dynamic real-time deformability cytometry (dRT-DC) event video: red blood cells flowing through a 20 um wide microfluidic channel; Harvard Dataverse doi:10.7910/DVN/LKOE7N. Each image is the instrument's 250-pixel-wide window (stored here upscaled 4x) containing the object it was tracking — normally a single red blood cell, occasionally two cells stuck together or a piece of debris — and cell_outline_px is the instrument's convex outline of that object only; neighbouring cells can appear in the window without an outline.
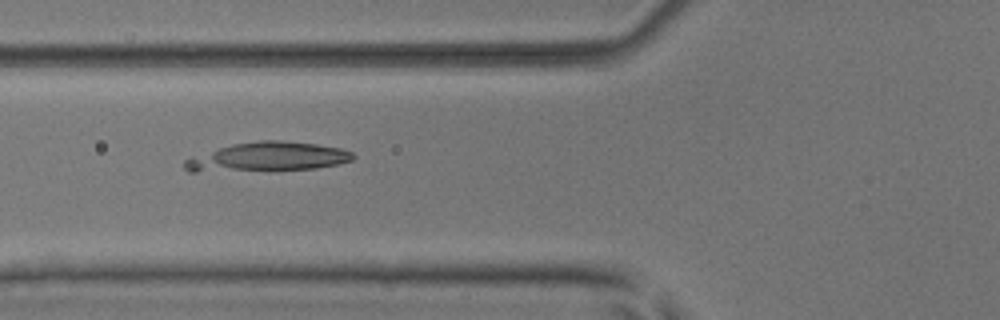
{"species": "common noctule bat (a hibernating species)", "species_latin": "Nyctalus noctula", "temperature_condition": "room temperature", "stored_images_in_passage": 6, "camera_frame_rate_fps": 3000, "um_per_image_px": 0.085, "animal": {"sex": "male", "body_mass_g": 17.9, "forearm_length_mm": 54.2}, "frame": {"image": 1, "passage_image": 5, "time_ms": 4.667, "image_size_px": [1000, 320], "cell_outline_px": [[356, 156], [352, 160], [336, 164], [316, 168], [196, 172], [188, 172], [184, 168], [184, 160], [192, 156], [232, 144], [260, 140], [280, 140], [316, 144], [340, 148], [352, 152]], "centroid_in_image_um": [22.71, 13.33], "position_along_channel_um": 103.1, "area_um2": 28.38}}
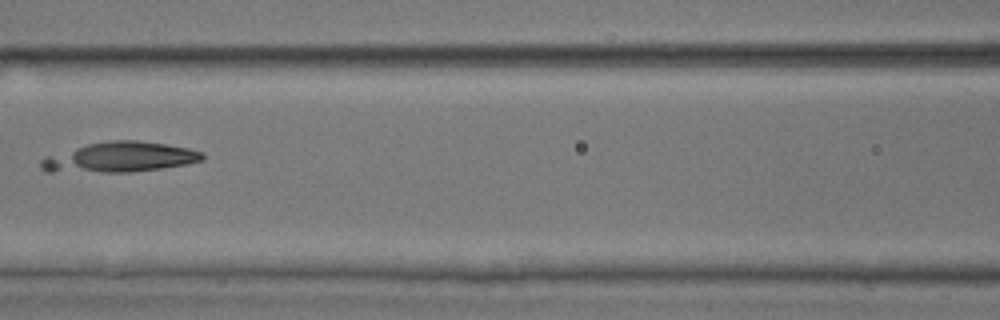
{"frame": {"image": 2, "passage_image": 6, "time_ms": 6.0, "image_size_px": [1000, 320], "cell_outline_px": [[204, 160], [188, 164], [132, 172], [44, 172], [40, 168], [40, 160], [44, 156], [88, 144], [112, 140], [136, 140], [164, 144], [188, 148], [204, 152]], "centroid_in_image_um": [10.15, 13.38], "position_along_channel_um": 156.4, "area_um2": 28.44}}